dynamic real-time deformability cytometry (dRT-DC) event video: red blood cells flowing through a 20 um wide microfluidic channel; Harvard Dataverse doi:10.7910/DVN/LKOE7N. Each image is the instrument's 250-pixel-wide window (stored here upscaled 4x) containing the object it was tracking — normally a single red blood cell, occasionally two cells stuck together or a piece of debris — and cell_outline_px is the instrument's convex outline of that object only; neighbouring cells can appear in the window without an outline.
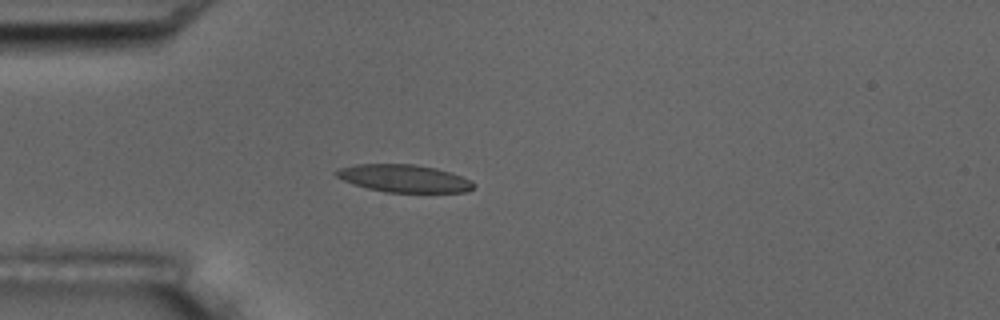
{"species": "common noctule bat (a hibernating species)", "species_latin": "Nyctalus noctula", "temperature_condition": "room temperature", "stored_images_in_passage": 7, "camera_frame_rate_fps": 3000, "um_per_image_px": 0.085, "animal": {"sex": "male", "body_mass_g": 17.5, "forearm_length_mm": 52.3}, "frame": {"image": 1, "passage_image": 5, "time_ms": 4.667, "image_size_px": [1000, 320], "cell_outline_px": [[476, 184], [468, 192], [384, 192], [368, 188], [344, 180], [336, 176], [332, 172], [336, 168], [356, 164], [416, 164], [436, 168], [452, 172], [472, 180]], "centroid_in_image_um": [34.36, 15.15], "position_along_channel_um": 50.6, "area_um2": 22.25}}